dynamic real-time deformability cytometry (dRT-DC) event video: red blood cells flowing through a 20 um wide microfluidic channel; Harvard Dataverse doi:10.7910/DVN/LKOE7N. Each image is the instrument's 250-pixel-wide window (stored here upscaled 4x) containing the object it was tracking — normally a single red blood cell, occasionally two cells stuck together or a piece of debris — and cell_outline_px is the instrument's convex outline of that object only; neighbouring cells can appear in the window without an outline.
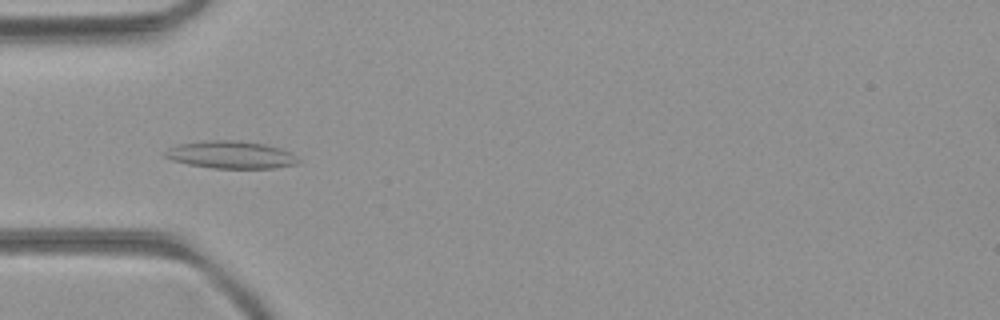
{"species": "common noctule bat (a hibernating species)", "species_latin": "Nyctalus noctula", "temperature_condition": "room temperature", "stored_images_in_passage": 43, "camera_frame_rate_fps": 3000, "um_per_image_px": 0.085, "animal": {"sex": "female", "body_mass_g": 21.9}, "frame": {"image": 1, "passage_image": 16, "time_ms": 5.0, "image_size_px": [1000, 320], "cell_outline_px": [[300, 160], [296, 164], [272, 168], [212, 168], [188, 164], [172, 160], [164, 156], [164, 152], [168, 148], [176, 144], [204, 140], [236, 140], [264, 144], [280, 148], [292, 152]], "centroid_in_image_um": [19.6, 13.15], "position_along_channel_um": 65.4, "area_um2": 21.44}}
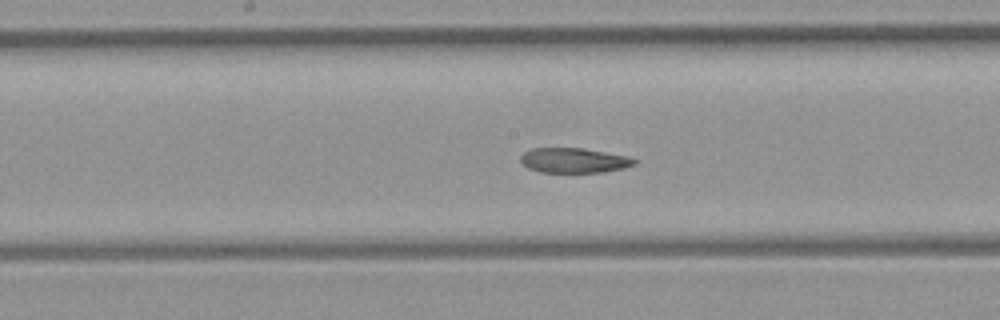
{"frame": {"image": 2, "passage_image": 26, "time_ms": 8.333, "image_size_px": [1000, 320], "cell_outline_px": [[636, 164], [624, 168], [604, 172], [540, 172], [528, 168], [520, 160], [520, 156], [524, 152], [532, 148], [584, 148], [628, 156], [636, 160]], "centroid_in_image_um": [48.79, 13.63], "position_along_channel_um": 199.4, "area_um2": 16.53}}
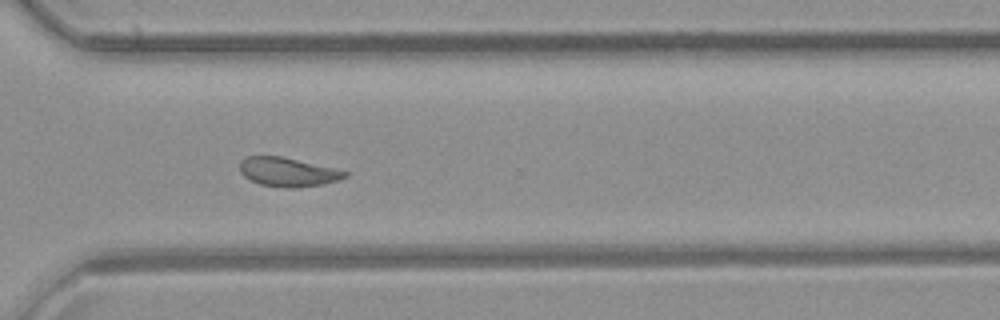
{"frame": {"image": 3, "passage_image": 37, "time_ms": 12.0, "image_size_px": [1000, 320], "cell_outline_px": [[348, 176], [324, 184], [296, 188], [284, 188], [260, 184], [244, 176], [240, 172], [240, 160], [248, 156], [280, 156], [332, 168], [348, 172]], "centroid_in_image_um": [24.43, 14.63], "position_along_channel_um": 346.2, "area_um2": 17.51}, "authors_computed_cell_mechanics": {"area_um2": 19.1318, "velocity_mm_per_s": 4.0102, "shape_relaxation_time_tau1_ms": null, "shape_relaxation_time_tau2_ms": 6.0742, "deformation_change_tau1": null, "deformation_change_tau2": 0.1165}}